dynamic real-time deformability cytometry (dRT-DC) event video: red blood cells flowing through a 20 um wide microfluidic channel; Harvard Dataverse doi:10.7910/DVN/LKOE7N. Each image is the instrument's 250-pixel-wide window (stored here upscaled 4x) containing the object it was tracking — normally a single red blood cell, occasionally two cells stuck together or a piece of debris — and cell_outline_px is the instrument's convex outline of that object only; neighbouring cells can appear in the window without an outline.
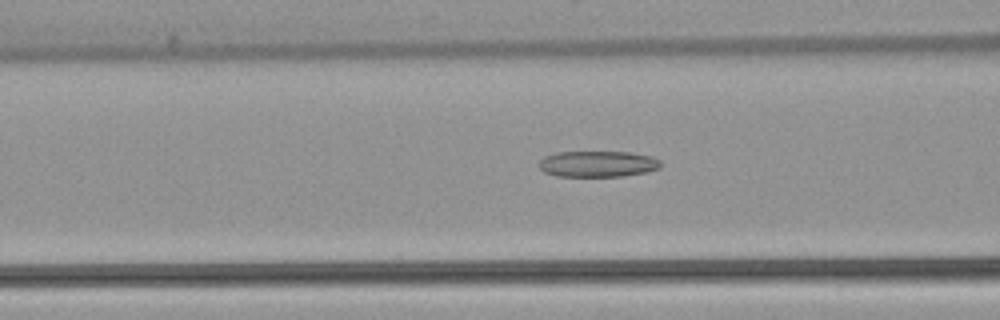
{"species": "common noctule bat (a hibernating species)", "species_latin": "Nyctalus noctula", "temperature_condition": "warm", "stored_images_in_passage": 52, "camera_frame_rate_fps": 3000, "um_per_image_px": 0.085, "animal": {"sex": "female", "body_mass_g": 22.7, "forearm_length_mm": 54.2}, "frame": {"image": 1, "passage_image": 20, "time_ms": 6.333, "image_size_px": [1000, 320], "cell_outline_px": [[660, 168], [644, 172], [624, 176], [556, 176], [544, 172], [540, 168], [540, 160], [544, 156], [556, 152], [632, 152], [652, 156], [660, 160]], "centroid_in_image_um": [50.81, 13.93], "position_along_channel_um": 115.8, "area_um2": 18.5}}
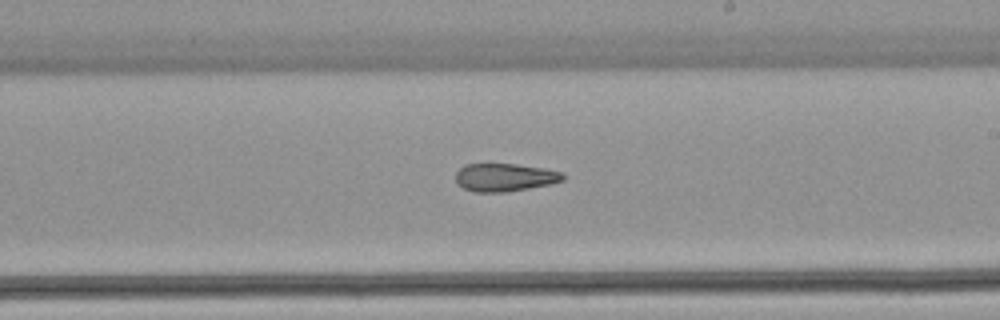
{"frame": {"image": 2, "passage_image": 30, "time_ms": 9.667, "image_size_px": [1000, 320], "cell_outline_px": [[564, 180], [552, 184], [508, 192], [472, 192], [464, 188], [456, 180], [456, 172], [464, 164], [516, 164], [544, 168], [564, 172]], "centroid_in_image_um": [42.94, 15.08], "position_along_channel_um": 246.1, "area_um2": 17.63}}
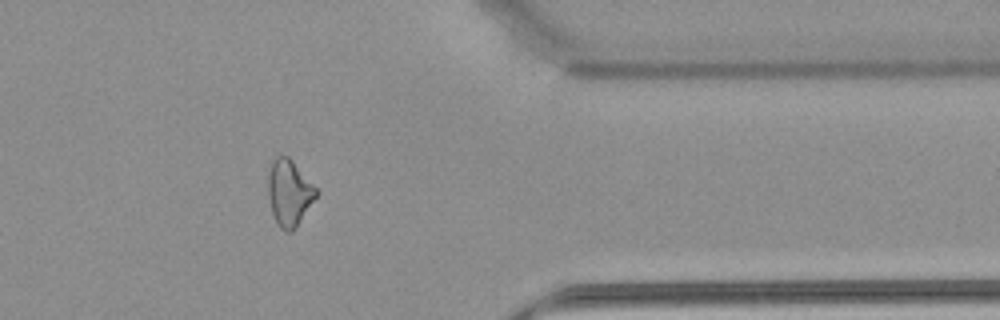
{"frame": {"image": 3, "passage_image": 42, "time_ms": 13.667, "image_size_px": [1000, 320], "cell_outline_px": [[320, 192], [296, 228], [292, 232], [284, 232], [276, 224], [272, 212], [268, 196], [268, 176], [272, 160], [280, 152], [288, 156], [292, 160]], "centroid_in_image_um": [24.58, 16.39], "position_along_channel_um": 386.8, "area_um2": 18.9}, "authors_computed_cell_mechanics": {"area_um2": 20.0855, "velocity_mm_per_s": 3.9122, "shape_relaxation_time_tau1_ms": null, "shape_relaxation_time_tau2_ms": 4.1237, "deformation_change_tau1": null, "deformation_change_tau2": 0.1439}}